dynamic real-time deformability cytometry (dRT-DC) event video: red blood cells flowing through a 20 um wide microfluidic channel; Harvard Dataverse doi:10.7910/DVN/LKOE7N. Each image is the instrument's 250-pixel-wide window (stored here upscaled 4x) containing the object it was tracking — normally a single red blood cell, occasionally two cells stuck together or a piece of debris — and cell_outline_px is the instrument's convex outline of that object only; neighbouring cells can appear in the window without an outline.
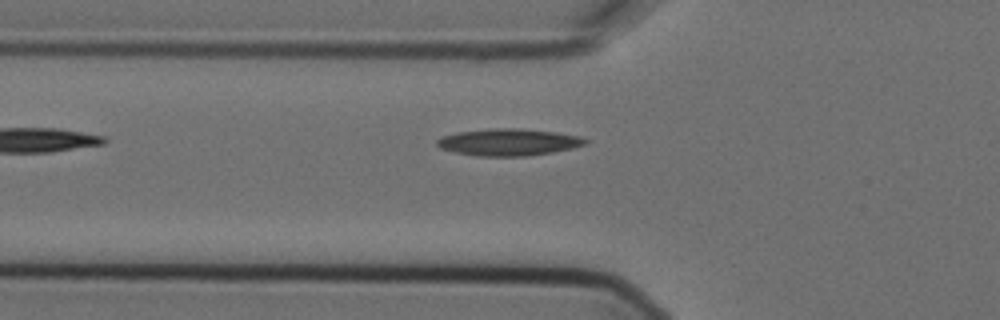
{"species": "Egyptian fruit bat (a non-hibernating species)", "species_latin": "Rousettus aegyptiacus", "temperature_condition": "cold", "stored_images_in_passage": 5, "camera_frame_rate_fps": 3000, "um_per_image_px": 0.085, "animal": {"sex": "female"}, "frame": {"image": 1, "passage_image": 5, "time_ms": 1.333, "image_size_px": [1000, 320], "cell_outline_px": [[588, 144], [572, 148], [552, 152], [524, 156], [476, 156], [456, 152], [440, 148], [436, 144], [436, 140], [440, 136], [460, 132], [496, 128], [520, 128], [556, 132], [580, 136], [588, 140]], "centroid_in_image_um": [43.24, 12.08], "position_along_channel_um": 82.6, "area_um2": 23.24}}